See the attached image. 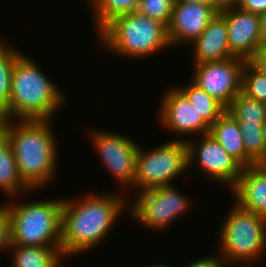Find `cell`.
<instances>
[{
    "label": "cell",
    "mask_w": 266,
    "mask_h": 267,
    "mask_svg": "<svg viewBox=\"0 0 266 267\" xmlns=\"http://www.w3.org/2000/svg\"><path fill=\"white\" fill-rule=\"evenodd\" d=\"M10 199L11 245L61 246L62 198L25 203Z\"/></svg>",
    "instance_id": "cell-5"
},
{
    "label": "cell",
    "mask_w": 266,
    "mask_h": 267,
    "mask_svg": "<svg viewBox=\"0 0 266 267\" xmlns=\"http://www.w3.org/2000/svg\"><path fill=\"white\" fill-rule=\"evenodd\" d=\"M64 93L34 59L22 53L12 73L8 120H52L69 99Z\"/></svg>",
    "instance_id": "cell-3"
},
{
    "label": "cell",
    "mask_w": 266,
    "mask_h": 267,
    "mask_svg": "<svg viewBox=\"0 0 266 267\" xmlns=\"http://www.w3.org/2000/svg\"><path fill=\"white\" fill-rule=\"evenodd\" d=\"M181 139L167 140L149 150L144 147L142 149L139 145L135 166V192L173 185L175 179L189 170L187 142Z\"/></svg>",
    "instance_id": "cell-7"
},
{
    "label": "cell",
    "mask_w": 266,
    "mask_h": 267,
    "mask_svg": "<svg viewBox=\"0 0 266 267\" xmlns=\"http://www.w3.org/2000/svg\"><path fill=\"white\" fill-rule=\"evenodd\" d=\"M241 92L259 102H266V75L256 71L247 61L242 71Z\"/></svg>",
    "instance_id": "cell-25"
},
{
    "label": "cell",
    "mask_w": 266,
    "mask_h": 267,
    "mask_svg": "<svg viewBox=\"0 0 266 267\" xmlns=\"http://www.w3.org/2000/svg\"><path fill=\"white\" fill-rule=\"evenodd\" d=\"M225 265L223 259L218 254H213V256L197 258V260L190 262L185 267H225Z\"/></svg>",
    "instance_id": "cell-29"
},
{
    "label": "cell",
    "mask_w": 266,
    "mask_h": 267,
    "mask_svg": "<svg viewBox=\"0 0 266 267\" xmlns=\"http://www.w3.org/2000/svg\"><path fill=\"white\" fill-rule=\"evenodd\" d=\"M96 36L106 50L131 59L146 58L171 47L167 27L136 11L115 17Z\"/></svg>",
    "instance_id": "cell-4"
},
{
    "label": "cell",
    "mask_w": 266,
    "mask_h": 267,
    "mask_svg": "<svg viewBox=\"0 0 266 267\" xmlns=\"http://www.w3.org/2000/svg\"><path fill=\"white\" fill-rule=\"evenodd\" d=\"M147 267H172L169 264H162V263H157V264H151L150 266L148 265Z\"/></svg>",
    "instance_id": "cell-34"
},
{
    "label": "cell",
    "mask_w": 266,
    "mask_h": 267,
    "mask_svg": "<svg viewBox=\"0 0 266 267\" xmlns=\"http://www.w3.org/2000/svg\"><path fill=\"white\" fill-rule=\"evenodd\" d=\"M161 99L158 112L160 124L168 132L177 134L176 138L182 136L181 140L188 141L194 138L192 135L198 137L209 133L210 125L178 87L168 88Z\"/></svg>",
    "instance_id": "cell-12"
},
{
    "label": "cell",
    "mask_w": 266,
    "mask_h": 267,
    "mask_svg": "<svg viewBox=\"0 0 266 267\" xmlns=\"http://www.w3.org/2000/svg\"><path fill=\"white\" fill-rule=\"evenodd\" d=\"M173 10V3L168 0H140L136 12L148 16L168 26Z\"/></svg>",
    "instance_id": "cell-26"
},
{
    "label": "cell",
    "mask_w": 266,
    "mask_h": 267,
    "mask_svg": "<svg viewBox=\"0 0 266 267\" xmlns=\"http://www.w3.org/2000/svg\"><path fill=\"white\" fill-rule=\"evenodd\" d=\"M191 45L194 48V64L221 61L234 57L228 44L227 21L220 13L215 15L206 29Z\"/></svg>",
    "instance_id": "cell-16"
},
{
    "label": "cell",
    "mask_w": 266,
    "mask_h": 267,
    "mask_svg": "<svg viewBox=\"0 0 266 267\" xmlns=\"http://www.w3.org/2000/svg\"><path fill=\"white\" fill-rule=\"evenodd\" d=\"M50 122L52 121L2 122L1 129L9 139L19 174L33 191L50 184L57 173L58 143Z\"/></svg>",
    "instance_id": "cell-2"
},
{
    "label": "cell",
    "mask_w": 266,
    "mask_h": 267,
    "mask_svg": "<svg viewBox=\"0 0 266 267\" xmlns=\"http://www.w3.org/2000/svg\"><path fill=\"white\" fill-rule=\"evenodd\" d=\"M238 124H264L266 122L265 103L238 93L226 107Z\"/></svg>",
    "instance_id": "cell-22"
},
{
    "label": "cell",
    "mask_w": 266,
    "mask_h": 267,
    "mask_svg": "<svg viewBox=\"0 0 266 267\" xmlns=\"http://www.w3.org/2000/svg\"><path fill=\"white\" fill-rule=\"evenodd\" d=\"M178 2L182 3H208L213 4V0H178Z\"/></svg>",
    "instance_id": "cell-33"
},
{
    "label": "cell",
    "mask_w": 266,
    "mask_h": 267,
    "mask_svg": "<svg viewBox=\"0 0 266 267\" xmlns=\"http://www.w3.org/2000/svg\"><path fill=\"white\" fill-rule=\"evenodd\" d=\"M135 197L133 204H129L130 215L145 228L157 231L167 230L193 206L191 199L173 185L144 190Z\"/></svg>",
    "instance_id": "cell-8"
},
{
    "label": "cell",
    "mask_w": 266,
    "mask_h": 267,
    "mask_svg": "<svg viewBox=\"0 0 266 267\" xmlns=\"http://www.w3.org/2000/svg\"><path fill=\"white\" fill-rule=\"evenodd\" d=\"M209 134L243 168L257 164L246 153L238 122L226 111L210 126Z\"/></svg>",
    "instance_id": "cell-17"
},
{
    "label": "cell",
    "mask_w": 266,
    "mask_h": 267,
    "mask_svg": "<svg viewBox=\"0 0 266 267\" xmlns=\"http://www.w3.org/2000/svg\"><path fill=\"white\" fill-rule=\"evenodd\" d=\"M95 21V32H99L115 17L135 12L140 0H87Z\"/></svg>",
    "instance_id": "cell-21"
},
{
    "label": "cell",
    "mask_w": 266,
    "mask_h": 267,
    "mask_svg": "<svg viewBox=\"0 0 266 267\" xmlns=\"http://www.w3.org/2000/svg\"><path fill=\"white\" fill-rule=\"evenodd\" d=\"M3 39L0 38V114L3 120H8L12 73L15 62L23 51L18 50L14 44L12 47L7 40Z\"/></svg>",
    "instance_id": "cell-20"
},
{
    "label": "cell",
    "mask_w": 266,
    "mask_h": 267,
    "mask_svg": "<svg viewBox=\"0 0 266 267\" xmlns=\"http://www.w3.org/2000/svg\"><path fill=\"white\" fill-rule=\"evenodd\" d=\"M241 208L266 219V170L259 164L245 167L230 190Z\"/></svg>",
    "instance_id": "cell-15"
},
{
    "label": "cell",
    "mask_w": 266,
    "mask_h": 267,
    "mask_svg": "<svg viewBox=\"0 0 266 267\" xmlns=\"http://www.w3.org/2000/svg\"><path fill=\"white\" fill-rule=\"evenodd\" d=\"M263 136H264V142L266 145V122L263 124Z\"/></svg>",
    "instance_id": "cell-36"
},
{
    "label": "cell",
    "mask_w": 266,
    "mask_h": 267,
    "mask_svg": "<svg viewBox=\"0 0 266 267\" xmlns=\"http://www.w3.org/2000/svg\"><path fill=\"white\" fill-rule=\"evenodd\" d=\"M258 164L266 170V155Z\"/></svg>",
    "instance_id": "cell-35"
},
{
    "label": "cell",
    "mask_w": 266,
    "mask_h": 267,
    "mask_svg": "<svg viewBox=\"0 0 266 267\" xmlns=\"http://www.w3.org/2000/svg\"><path fill=\"white\" fill-rule=\"evenodd\" d=\"M121 193L92 192L79 199H63L61 252L65 258L89 252L107 238L114 223L129 208L124 190Z\"/></svg>",
    "instance_id": "cell-1"
},
{
    "label": "cell",
    "mask_w": 266,
    "mask_h": 267,
    "mask_svg": "<svg viewBox=\"0 0 266 267\" xmlns=\"http://www.w3.org/2000/svg\"><path fill=\"white\" fill-rule=\"evenodd\" d=\"M247 62L259 73L266 75V47H260Z\"/></svg>",
    "instance_id": "cell-28"
},
{
    "label": "cell",
    "mask_w": 266,
    "mask_h": 267,
    "mask_svg": "<svg viewBox=\"0 0 266 267\" xmlns=\"http://www.w3.org/2000/svg\"><path fill=\"white\" fill-rule=\"evenodd\" d=\"M90 141L106 167L121 188L134 189L136 155L140 144L121 133L95 129L90 131ZM123 186V187H122Z\"/></svg>",
    "instance_id": "cell-9"
},
{
    "label": "cell",
    "mask_w": 266,
    "mask_h": 267,
    "mask_svg": "<svg viewBox=\"0 0 266 267\" xmlns=\"http://www.w3.org/2000/svg\"><path fill=\"white\" fill-rule=\"evenodd\" d=\"M7 251L12 252L10 267H62L65 259L61 246L10 245Z\"/></svg>",
    "instance_id": "cell-19"
},
{
    "label": "cell",
    "mask_w": 266,
    "mask_h": 267,
    "mask_svg": "<svg viewBox=\"0 0 266 267\" xmlns=\"http://www.w3.org/2000/svg\"><path fill=\"white\" fill-rule=\"evenodd\" d=\"M11 245V217L6 204L0 206V252L6 251Z\"/></svg>",
    "instance_id": "cell-27"
},
{
    "label": "cell",
    "mask_w": 266,
    "mask_h": 267,
    "mask_svg": "<svg viewBox=\"0 0 266 267\" xmlns=\"http://www.w3.org/2000/svg\"><path fill=\"white\" fill-rule=\"evenodd\" d=\"M246 153L258 164L266 155L263 124H239Z\"/></svg>",
    "instance_id": "cell-24"
},
{
    "label": "cell",
    "mask_w": 266,
    "mask_h": 267,
    "mask_svg": "<svg viewBox=\"0 0 266 267\" xmlns=\"http://www.w3.org/2000/svg\"><path fill=\"white\" fill-rule=\"evenodd\" d=\"M240 0H213V6L220 12L224 9L238 7Z\"/></svg>",
    "instance_id": "cell-31"
},
{
    "label": "cell",
    "mask_w": 266,
    "mask_h": 267,
    "mask_svg": "<svg viewBox=\"0 0 266 267\" xmlns=\"http://www.w3.org/2000/svg\"><path fill=\"white\" fill-rule=\"evenodd\" d=\"M168 1H170V2L173 3V4H175V3L178 2V0H168Z\"/></svg>",
    "instance_id": "cell-38"
},
{
    "label": "cell",
    "mask_w": 266,
    "mask_h": 267,
    "mask_svg": "<svg viewBox=\"0 0 266 267\" xmlns=\"http://www.w3.org/2000/svg\"><path fill=\"white\" fill-rule=\"evenodd\" d=\"M2 122H3V118H2V115L0 114V129L2 127Z\"/></svg>",
    "instance_id": "cell-37"
},
{
    "label": "cell",
    "mask_w": 266,
    "mask_h": 267,
    "mask_svg": "<svg viewBox=\"0 0 266 267\" xmlns=\"http://www.w3.org/2000/svg\"><path fill=\"white\" fill-rule=\"evenodd\" d=\"M218 13L219 11L213 4L208 3L177 2L173 4L171 19L167 26L170 46L191 44Z\"/></svg>",
    "instance_id": "cell-13"
},
{
    "label": "cell",
    "mask_w": 266,
    "mask_h": 267,
    "mask_svg": "<svg viewBox=\"0 0 266 267\" xmlns=\"http://www.w3.org/2000/svg\"><path fill=\"white\" fill-rule=\"evenodd\" d=\"M227 21L230 52L248 60L260 48V15L239 7L219 12Z\"/></svg>",
    "instance_id": "cell-14"
},
{
    "label": "cell",
    "mask_w": 266,
    "mask_h": 267,
    "mask_svg": "<svg viewBox=\"0 0 266 267\" xmlns=\"http://www.w3.org/2000/svg\"><path fill=\"white\" fill-rule=\"evenodd\" d=\"M177 87L187 96L193 107L210 126L226 111L220 102L200 89L191 80L187 86L177 85Z\"/></svg>",
    "instance_id": "cell-23"
},
{
    "label": "cell",
    "mask_w": 266,
    "mask_h": 267,
    "mask_svg": "<svg viewBox=\"0 0 266 267\" xmlns=\"http://www.w3.org/2000/svg\"><path fill=\"white\" fill-rule=\"evenodd\" d=\"M246 61L234 56L221 61L194 64L190 79L226 108L241 92L242 71Z\"/></svg>",
    "instance_id": "cell-11"
},
{
    "label": "cell",
    "mask_w": 266,
    "mask_h": 267,
    "mask_svg": "<svg viewBox=\"0 0 266 267\" xmlns=\"http://www.w3.org/2000/svg\"><path fill=\"white\" fill-rule=\"evenodd\" d=\"M260 47H266V12L260 15Z\"/></svg>",
    "instance_id": "cell-32"
},
{
    "label": "cell",
    "mask_w": 266,
    "mask_h": 267,
    "mask_svg": "<svg viewBox=\"0 0 266 267\" xmlns=\"http://www.w3.org/2000/svg\"><path fill=\"white\" fill-rule=\"evenodd\" d=\"M199 144L189 139L188 168L195 165L201 174L232 189L238 182L243 167L209 133L200 136ZM198 165V166H197ZM227 185V186H226Z\"/></svg>",
    "instance_id": "cell-10"
},
{
    "label": "cell",
    "mask_w": 266,
    "mask_h": 267,
    "mask_svg": "<svg viewBox=\"0 0 266 267\" xmlns=\"http://www.w3.org/2000/svg\"><path fill=\"white\" fill-rule=\"evenodd\" d=\"M233 205L218 234L219 256L228 265H252L266 254V219Z\"/></svg>",
    "instance_id": "cell-6"
},
{
    "label": "cell",
    "mask_w": 266,
    "mask_h": 267,
    "mask_svg": "<svg viewBox=\"0 0 266 267\" xmlns=\"http://www.w3.org/2000/svg\"><path fill=\"white\" fill-rule=\"evenodd\" d=\"M239 8L261 15L266 12V0H240Z\"/></svg>",
    "instance_id": "cell-30"
},
{
    "label": "cell",
    "mask_w": 266,
    "mask_h": 267,
    "mask_svg": "<svg viewBox=\"0 0 266 267\" xmlns=\"http://www.w3.org/2000/svg\"><path fill=\"white\" fill-rule=\"evenodd\" d=\"M32 189L21 178L16 159L6 133L0 129V192L6 197L20 198L23 192L30 193Z\"/></svg>",
    "instance_id": "cell-18"
}]
</instances>
